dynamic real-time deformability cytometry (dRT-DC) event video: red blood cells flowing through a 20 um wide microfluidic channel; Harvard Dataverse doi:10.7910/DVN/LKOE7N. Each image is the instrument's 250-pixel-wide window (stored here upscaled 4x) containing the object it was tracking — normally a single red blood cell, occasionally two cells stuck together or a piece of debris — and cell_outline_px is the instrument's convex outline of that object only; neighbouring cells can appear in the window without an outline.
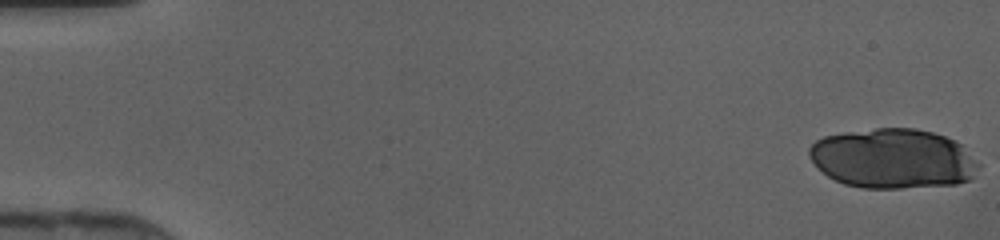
{"species": "human", "species_latin": "Homo sapiens", "temperature_condition": "cold", "stored_images_in_passage": 35, "camera_frame_rate_fps": 3000, "um_per_image_px": 0.085, "donor": {"sex": "female"}, "frame": {"image": 1, "passage_image": 1, "time_ms": 0.0, "image_size_px": [1000, 240], "cell_outline_px": [[980, 168], [976, 176], [972, 180], [956, 184], [900, 188], [864, 188], [844, 184], [828, 176], [812, 160], [808, 152], [808, 148], [816, 140], [824, 136], [848, 132], [876, 128], [916, 128], [932, 132], [956, 140], [980, 164]], "centroid_in_image_um": [75.95, 13.48], "position_along_channel_um": 9.1, "area_um2": 59.13}}
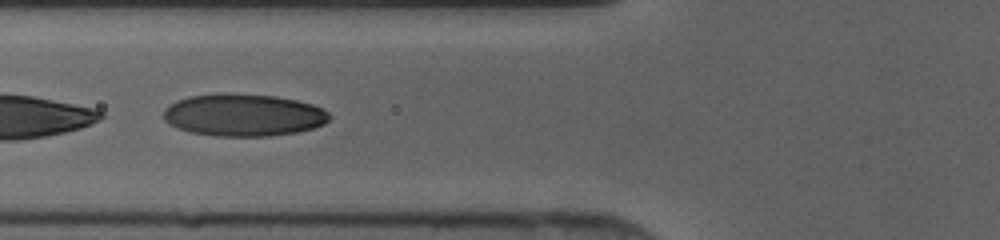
{"frame": {"image": 2, "passage_image": 19, "time_ms": 6.0, "image_size_px": [1000, 240], "cell_outline_px": [[332, 116], [324, 124], [312, 128], [296, 132], [268, 136], [216, 136], [192, 132], [176, 128], [168, 124], [164, 120], [164, 108], [176, 100], [188, 96], [224, 92], [276, 96], [296, 100], [312, 104], [324, 108]], "centroid_in_image_um": [20.68, 9.76], "position_along_channel_um": 105.1, "area_um2": 41.27}}
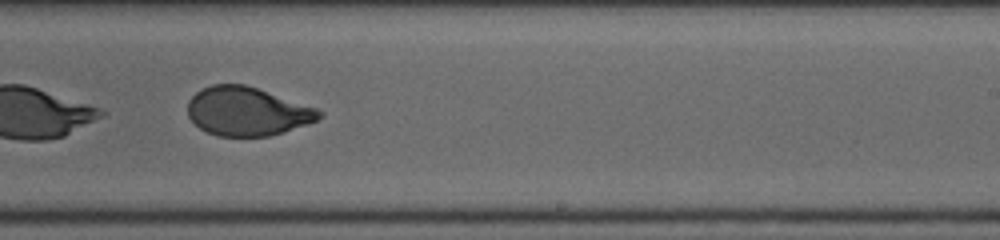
{"frame": {"image": 3, "passage_image": 30, "time_ms": 9.667, "image_size_px": [1000, 240], "cell_outline_px": [[324, 116], [308, 124], [284, 132], [268, 136], [220, 136], [208, 132], [200, 128], [188, 116], [188, 100], [196, 92], [212, 84], [244, 84], [316, 108], [324, 112]], "centroid_in_image_um": [21.01, 9.47], "position_along_channel_um": 268.0, "area_um2": 36.99}}